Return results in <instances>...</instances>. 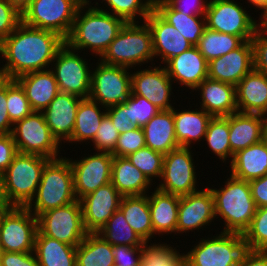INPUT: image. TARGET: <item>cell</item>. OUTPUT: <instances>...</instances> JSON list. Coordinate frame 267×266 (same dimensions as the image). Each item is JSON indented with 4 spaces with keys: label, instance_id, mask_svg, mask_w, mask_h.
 I'll list each match as a JSON object with an SVG mask.
<instances>
[{
    "label": "cell",
    "instance_id": "cell-1",
    "mask_svg": "<svg viewBox=\"0 0 267 266\" xmlns=\"http://www.w3.org/2000/svg\"><path fill=\"white\" fill-rule=\"evenodd\" d=\"M65 40L57 33L30 27L21 22L0 42L2 72L6 79L49 69Z\"/></svg>",
    "mask_w": 267,
    "mask_h": 266
},
{
    "label": "cell",
    "instance_id": "cell-2",
    "mask_svg": "<svg viewBox=\"0 0 267 266\" xmlns=\"http://www.w3.org/2000/svg\"><path fill=\"white\" fill-rule=\"evenodd\" d=\"M92 5L85 4L79 7L65 43L80 53L83 49H90L100 58L126 22Z\"/></svg>",
    "mask_w": 267,
    "mask_h": 266
},
{
    "label": "cell",
    "instance_id": "cell-3",
    "mask_svg": "<svg viewBox=\"0 0 267 266\" xmlns=\"http://www.w3.org/2000/svg\"><path fill=\"white\" fill-rule=\"evenodd\" d=\"M219 189L209 188L214 199L215 218L223 219L222 232L244 234L256 212L249 181L240 180L232 175Z\"/></svg>",
    "mask_w": 267,
    "mask_h": 266
},
{
    "label": "cell",
    "instance_id": "cell-4",
    "mask_svg": "<svg viewBox=\"0 0 267 266\" xmlns=\"http://www.w3.org/2000/svg\"><path fill=\"white\" fill-rule=\"evenodd\" d=\"M77 201L73 172L68 158L50 159L42 172L35 197L26 208L35 216Z\"/></svg>",
    "mask_w": 267,
    "mask_h": 266
},
{
    "label": "cell",
    "instance_id": "cell-5",
    "mask_svg": "<svg viewBox=\"0 0 267 266\" xmlns=\"http://www.w3.org/2000/svg\"><path fill=\"white\" fill-rule=\"evenodd\" d=\"M128 22L121 28L99 61L108 64L135 69L154 61L152 32L144 21ZM143 63V64H142Z\"/></svg>",
    "mask_w": 267,
    "mask_h": 266
},
{
    "label": "cell",
    "instance_id": "cell-6",
    "mask_svg": "<svg viewBox=\"0 0 267 266\" xmlns=\"http://www.w3.org/2000/svg\"><path fill=\"white\" fill-rule=\"evenodd\" d=\"M219 233L212 238H200L196 246L186 251L187 266H238L246 261L253 249L243 235Z\"/></svg>",
    "mask_w": 267,
    "mask_h": 266
},
{
    "label": "cell",
    "instance_id": "cell-7",
    "mask_svg": "<svg viewBox=\"0 0 267 266\" xmlns=\"http://www.w3.org/2000/svg\"><path fill=\"white\" fill-rule=\"evenodd\" d=\"M50 159L17 153L3 172L5 193L12 206L26 207L35 197L41 175Z\"/></svg>",
    "mask_w": 267,
    "mask_h": 266
},
{
    "label": "cell",
    "instance_id": "cell-8",
    "mask_svg": "<svg viewBox=\"0 0 267 266\" xmlns=\"http://www.w3.org/2000/svg\"><path fill=\"white\" fill-rule=\"evenodd\" d=\"M81 5L77 0H31L22 12V22L30 27L55 32L66 40Z\"/></svg>",
    "mask_w": 267,
    "mask_h": 266
},
{
    "label": "cell",
    "instance_id": "cell-9",
    "mask_svg": "<svg viewBox=\"0 0 267 266\" xmlns=\"http://www.w3.org/2000/svg\"><path fill=\"white\" fill-rule=\"evenodd\" d=\"M12 137L19 153L56 159L61 157V144L52 135L43 112L33 111L13 124Z\"/></svg>",
    "mask_w": 267,
    "mask_h": 266
},
{
    "label": "cell",
    "instance_id": "cell-10",
    "mask_svg": "<svg viewBox=\"0 0 267 266\" xmlns=\"http://www.w3.org/2000/svg\"><path fill=\"white\" fill-rule=\"evenodd\" d=\"M83 57L79 51L71 49L66 43L57 51L50 69L60 92L89 98L92 72L89 68L92 67H89L88 61Z\"/></svg>",
    "mask_w": 267,
    "mask_h": 266
},
{
    "label": "cell",
    "instance_id": "cell-11",
    "mask_svg": "<svg viewBox=\"0 0 267 266\" xmlns=\"http://www.w3.org/2000/svg\"><path fill=\"white\" fill-rule=\"evenodd\" d=\"M38 230L45 236L77 247L87 232L83 225L80 200L50 209L38 217Z\"/></svg>",
    "mask_w": 267,
    "mask_h": 266
},
{
    "label": "cell",
    "instance_id": "cell-12",
    "mask_svg": "<svg viewBox=\"0 0 267 266\" xmlns=\"http://www.w3.org/2000/svg\"><path fill=\"white\" fill-rule=\"evenodd\" d=\"M234 0H209L205 13L206 27L220 33L252 40L262 21L257 20Z\"/></svg>",
    "mask_w": 267,
    "mask_h": 266
},
{
    "label": "cell",
    "instance_id": "cell-13",
    "mask_svg": "<svg viewBox=\"0 0 267 266\" xmlns=\"http://www.w3.org/2000/svg\"><path fill=\"white\" fill-rule=\"evenodd\" d=\"M97 64L91 72L89 98L106 109L123 103L131 93L130 68L108 65L99 60Z\"/></svg>",
    "mask_w": 267,
    "mask_h": 266
},
{
    "label": "cell",
    "instance_id": "cell-14",
    "mask_svg": "<svg viewBox=\"0 0 267 266\" xmlns=\"http://www.w3.org/2000/svg\"><path fill=\"white\" fill-rule=\"evenodd\" d=\"M38 219L26 207L0 214V247L5 252H34Z\"/></svg>",
    "mask_w": 267,
    "mask_h": 266
},
{
    "label": "cell",
    "instance_id": "cell-15",
    "mask_svg": "<svg viewBox=\"0 0 267 266\" xmlns=\"http://www.w3.org/2000/svg\"><path fill=\"white\" fill-rule=\"evenodd\" d=\"M191 148L179 147L164 154L163 169L157 189L178 196L199 191ZM198 189V190H197Z\"/></svg>",
    "mask_w": 267,
    "mask_h": 266
},
{
    "label": "cell",
    "instance_id": "cell-16",
    "mask_svg": "<svg viewBox=\"0 0 267 266\" xmlns=\"http://www.w3.org/2000/svg\"><path fill=\"white\" fill-rule=\"evenodd\" d=\"M113 155L109 152H94L80 160L69 159L77 200L111 182Z\"/></svg>",
    "mask_w": 267,
    "mask_h": 266
},
{
    "label": "cell",
    "instance_id": "cell-17",
    "mask_svg": "<svg viewBox=\"0 0 267 266\" xmlns=\"http://www.w3.org/2000/svg\"><path fill=\"white\" fill-rule=\"evenodd\" d=\"M121 199L122 195L111 182L82 197L80 203L86 232L99 233L119 209Z\"/></svg>",
    "mask_w": 267,
    "mask_h": 266
},
{
    "label": "cell",
    "instance_id": "cell-18",
    "mask_svg": "<svg viewBox=\"0 0 267 266\" xmlns=\"http://www.w3.org/2000/svg\"><path fill=\"white\" fill-rule=\"evenodd\" d=\"M154 65L131 72V93L145 97L161 110H171L173 82L164 66Z\"/></svg>",
    "mask_w": 267,
    "mask_h": 266
},
{
    "label": "cell",
    "instance_id": "cell-19",
    "mask_svg": "<svg viewBox=\"0 0 267 266\" xmlns=\"http://www.w3.org/2000/svg\"><path fill=\"white\" fill-rule=\"evenodd\" d=\"M215 219L214 199L208 186L195 193L179 196L176 235L203 230Z\"/></svg>",
    "mask_w": 267,
    "mask_h": 266
},
{
    "label": "cell",
    "instance_id": "cell-20",
    "mask_svg": "<svg viewBox=\"0 0 267 266\" xmlns=\"http://www.w3.org/2000/svg\"><path fill=\"white\" fill-rule=\"evenodd\" d=\"M254 68L252 41L208 62V78L236 86Z\"/></svg>",
    "mask_w": 267,
    "mask_h": 266
},
{
    "label": "cell",
    "instance_id": "cell-21",
    "mask_svg": "<svg viewBox=\"0 0 267 266\" xmlns=\"http://www.w3.org/2000/svg\"><path fill=\"white\" fill-rule=\"evenodd\" d=\"M152 32L154 58L162 59L165 64L169 59L190 49L189 42L174 26L165 21L154 9L145 19Z\"/></svg>",
    "mask_w": 267,
    "mask_h": 266
},
{
    "label": "cell",
    "instance_id": "cell-22",
    "mask_svg": "<svg viewBox=\"0 0 267 266\" xmlns=\"http://www.w3.org/2000/svg\"><path fill=\"white\" fill-rule=\"evenodd\" d=\"M164 65L172 82L176 81L178 85L185 86L192 91L208 78V61L199 52L197 46H192L169 59Z\"/></svg>",
    "mask_w": 267,
    "mask_h": 266
},
{
    "label": "cell",
    "instance_id": "cell-23",
    "mask_svg": "<svg viewBox=\"0 0 267 266\" xmlns=\"http://www.w3.org/2000/svg\"><path fill=\"white\" fill-rule=\"evenodd\" d=\"M82 98L59 92L43 111L52 135L62 144L67 143L75 126L76 112Z\"/></svg>",
    "mask_w": 267,
    "mask_h": 266
},
{
    "label": "cell",
    "instance_id": "cell-24",
    "mask_svg": "<svg viewBox=\"0 0 267 266\" xmlns=\"http://www.w3.org/2000/svg\"><path fill=\"white\" fill-rule=\"evenodd\" d=\"M237 110L240 113L267 116V75L252 69L236 85Z\"/></svg>",
    "mask_w": 267,
    "mask_h": 266
},
{
    "label": "cell",
    "instance_id": "cell-25",
    "mask_svg": "<svg viewBox=\"0 0 267 266\" xmlns=\"http://www.w3.org/2000/svg\"><path fill=\"white\" fill-rule=\"evenodd\" d=\"M194 90L201 93L200 107L213 117L238 112L236 86L206 78Z\"/></svg>",
    "mask_w": 267,
    "mask_h": 266
},
{
    "label": "cell",
    "instance_id": "cell-26",
    "mask_svg": "<svg viewBox=\"0 0 267 266\" xmlns=\"http://www.w3.org/2000/svg\"><path fill=\"white\" fill-rule=\"evenodd\" d=\"M15 80L23 88L33 111L43 112L60 92L50 68L21 75Z\"/></svg>",
    "mask_w": 267,
    "mask_h": 266
},
{
    "label": "cell",
    "instance_id": "cell-27",
    "mask_svg": "<svg viewBox=\"0 0 267 266\" xmlns=\"http://www.w3.org/2000/svg\"><path fill=\"white\" fill-rule=\"evenodd\" d=\"M266 116L236 112L229 115V143L235 154L262 141Z\"/></svg>",
    "mask_w": 267,
    "mask_h": 266
},
{
    "label": "cell",
    "instance_id": "cell-28",
    "mask_svg": "<svg viewBox=\"0 0 267 266\" xmlns=\"http://www.w3.org/2000/svg\"><path fill=\"white\" fill-rule=\"evenodd\" d=\"M148 195L151 223L154 235L175 234L178 218L179 196L158 190ZM161 235V236H160Z\"/></svg>",
    "mask_w": 267,
    "mask_h": 266
},
{
    "label": "cell",
    "instance_id": "cell-29",
    "mask_svg": "<svg viewBox=\"0 0 267 266\" xmlns=\"http://www.w3.org/2000/svg\"><path fill=\"white\" fill-rule=\"evenodd\" d=\"M142 129L145 144L152 150L167 154L180 147L176 140L173 108L161 110Z\"/></svg>",
    "mask_w": 267,
    "mask_h": 266
},
{
    "label": "cell",
    "instance_id": "cell-30",
    "mask_svg": "<svg viewBox=\"0 0 267 266\" xmlns=\"http://www.w3.org/2000/svg\"><path fill=\"white\" fill-rule=\"evenodd\" d=\"M198 109L180 111L173 107L176 140L180 147L192 148L193 141L204 140L207 126L213 116L200 107Z\"/></svg>",
    "mask_w": 267,
    "mask_h": 266
},
{
    "label": "cell",
    "instance_id": "cell-31",
    "mask_svg": "<svg viewBox=\"0 0 267 266\" xmlns=\"http://www.w3.org/2000/svg\"><path fill=\"white\" fill-rule=\"evenodd\" d=\"M111 183L122 196L146 195L153 185L127 157L118 156L112 160Z\"/></svg>",
    "mask_w": 267,
    "mask_h": 266
},
{
    "label": "cell",
    "instance_id": "cell-32",
    "mask_svg": "<svg viewBox=\"0 0 267 266\" xmlns=\"http://www.w3.org/2000/svg\"><path fill=\"white\" fill-rule=\"evenodd\" d=\"M230 175L250 181L267 174V147L263 141L237 151L230 161Z\"/></svg>",
    "mask_w": 267,
    "mask_h": 266
},
{
    "label": "cell",
    "instance_id": "cell-33",
    "mask_svg": "<svg viewBox=\"0 0 267 266\" xmlns=\"http://www.w3.org/2000/svg\"><path fill=\"white\" fill-rule=\"evenodd\" d=\"M153 9L196 46L206 28L205 15H186L174 10L165 0H153Z\"/></svg>",
    "mask_w": 267,
    "mask_h": 266
},
{
    "label": "cell",
    "instance_id": "cell-34",
    "mask_svg": "<svg viewBox=\"0 0 267 266\" xmlns=\"http://www.w3.org/2000/svg\"><path fill=\"white\" fill-rule=\"evenodd\" d=\"M76 248L37 230L34 254L39 266H76Z\"/></svg>",
    "mask_w": 267,
    "mask_h": 266
},
{
    "label": "cell",
    "instance_id": "cell-35",
    "mask_svg": "<svg viewBox=\"0 0 267 266\" xmlns=\"http://www.w3.org/2000/svg\"><path fill=\"white\" fill-rule=\"evenodd\" d=\"M119 209L135 233L144 242H150L153 238V227L148 195L122 196Z\"/></svg>",
    "mask_w": 267,
    "mask_h": 266
},
{
    "label": "cell",
    "instance_id": "cell-36",
    "mask_svg": "<svg viewBox=\"0 0 267 266\" xmlns=\"http://www.w3.org/2000/svg\"><path fill=\"white\" fill-rule=\"evenodd\" d=\"M103 108L105 107H100L99 103L90 98H82L76 112L72 136L67 142L77 144L92 141L102 119L106 116L107 109Z\"/></svg>",
    "mask_w": 267,
    "mask_h": 266
},
{
    "label": "cell",
    "instance_id": "cell-37",
    "mask_svg": "<svg viewBox=\"0 0 267 266\" xmlns=\"http://www.w3.org/2000/svg\"><path fill=\"white\" fill-rule=\"evenodd\" d=\"M113 265V246L98 233H87L76 248V266Z\"/></svg>",
    "mask_w": 267,
    "mask_h": 266
},
{
    "label": "cell",
    "instance_id": "cell-38",
    "mask_svg": "<svg viewBox=\"0 0 267 266\" xmlns=\"http://www.w3.org/2000/svg\"><path fill=\"white\" fill-rule=\"evenodd\" d=\"M244 42L245 40L240 36L220 33L206 27L196 46L203 57L209 62L237 49Z\"/></svg>",
    "mask_w": 267,
    "mask_h": 266
},
{
    "label": "cell",
    "instance_id": "cell-39",
    "mask_svg": "<svg viewBox=\"0 0 267 266\" xmlns=\"http://www.w3.org/2000/svg\"><path fill=\"white\" fill-rule=\"evenodd\" d=\"M211 153L225 162L233 159L234 153L231 151L229 143V115L212 117L207 126L204 137ZM231 158V159H227Z\"/></svg>",
    "mask_w": 267,
    "mask_h": 266
},
{
    "label": "cell",
    "instance_id": "cell-40",
    "mask_svg": "<svg viewBox=\"0 0 267 266\" xmlns=\"http://www.w3.org/2000/svg\"><path fill=\"white\" fill-rule=\"evenodd\" d=\"M154 243L145 242L142 245L141 266H187L186 253L180 254L177 247L173 248L167 243Z\"/></svg>",
    "mask_w": 267,
    "mask_h": 266
},
{
    "label": "cell",
    "instance_id": "cell-41",
    "mask_svg": "<svg viewBox=\"0 0 267 266\" xmlns=\"http://www.w3.org/2000/svg\"><path fill=\"white\" fill-rule=\"evenodd\" d=\"M98 234L111 246H142L145 243L127 223L120 209L115 211Z\"/></svg>",
    "mask_w": 267,
    "mask_h": 266
},
{
    "label": "cell",
    "instance_id": "cell-42",
    "mask_svg": "<svg viewBox=\"0 0 267 266\" xmlns=\"http://www.w3.org/2000/svg\"><path fill=\"white\" fill-rule=\"evenodd\" d=\"M103 2L104 8L108 6L107 9H103V5L101 8L98 2L95 3L96 7L123 19L126 23L139 22L140 17L144 22L153 9V0H102L100 3Z\"/></svg>",
    "mask_w": 267,
    "mask_h": 266
},
{
    "label": "cell",
    "instance_id": "cell-43",
    "mask_svg": "<svg viewBox=\"0 0 267 266\" xmlns=\"http://www.w3.org/2000/svg\"><path fill=\"white\" fill-rule=\"evenodd\" d=\"M127 158L151 183H153V179L155 180L156 178H158L159 181L163 169V153L145 146L136 152L130 153Z\"/></svg>",
    "mask_w": 267,
    "mask_h": 266
},
{
    "label": "cell",
    "instance_id": "cell-44",
    "mask_svg": "<svg viewBox=\"0 0 267 266\" xmlns=\"http://www.w3.org/2000/svg\"><path fill=\"white\" fill-rule=\"evenodd\" d=\"M7 111L12 124L33 112L23 88L15 79H7Z\"/></svg>",
    "mask_w": 267,
    "mask_h": 266
},
{
    "label": "cell",
    "instance_id": "cell-45",
    "mask_svg": "<svg viewBox=\"0 0 267 266\" xmlns=\"http://www.w3.org/2000/svg\"><path fill=\"white\" fill-rule=\"evenodd\" d=\"M243 237L253 251H267V207L256 208L251 224Z\"/></svg>",
    "mask_w": 267,
    "mask_h": 266
},
{
    "label": "cell",
    "instance_id": "cell-46",
    "mask_svg": "<svg viewBox=\"0 0 267 266\" xmlns=\"http://www.w3.org/2000/svg\"><path fill=\"white\" fill-rule=\"evenodd\" d=\"M128 107L130 121L136 127H143L161 109L152 104L145 97L130 93L127 100L123 102Z\"/></svg>",
    "mask_w": 267,
    "mask_h": 266
},
{
    "label": "cell",
    "instance_id": "cell-47",
    "mask_svg": "<svg viewBox=\"0 0 267 266\" xmlns=\"http://www.w3.org/2000/svg\"><path fill=\"white\" fill-rule=\"evenodd\" d=\"M119 138V132L115 128L111 119L106 115L91 141L94 144V150L96 152H109L112 153L115 150L117 139Z\"/></svg>",
    "mask_w": 267,
    "mask_h": 266
},
{
    "label": "cell",
    "instance_id": "cell-48",
    "mask_svg": "<svg viewBox=\"0 0 267 266\" xmlns=\"http://www.w3.org/2000/svg\"><path fill=\"white\" fill-rule=\"evenodd\" d=\"M145 137L142 127L119 134L113 156L127 157L130 153L145 147Z\"/></svg>",
    "mask_w": 267,
    "mask_h": 266
},
{
    "label": "cell",
    "instance_id": "cell-49",
    "mask_svg": "<svg viewBox=\"0 0 267 266\" xmlns=\"http://www.w3.org/2000/svg\"><path fill=\"white\" fill-rule=\"evenodd\" d=\"M254 69L267 75V26L261 22L252 38Z\"/></svg>",
    "mask_w": 267,
    "mask_h": 266
},
{
    "label": "cell",
    "instance_id": "cell-50",
    "mask_svg": "<svg viewBox=\"0 0 267 266\" xmlns=\"http://www.w3.org/2000/svg\"><path fill=\"white\" fill-rule=\"evenodd\" d=\"M22 22V14L6 0H0V42Z\"/></svg>",
    "mask_w": 267,
    "mask_h": 266
},
{
    "label": "cell",
    "instance_id": "cell-51",
    "mask_svg": "<svg viewBox=\"0 0 267 266\" xmlns=\"http://www.w3.org/2000/svg\"><path fill=\"white\" fill-rule=\"evenodd\" d=\"M141 247L114 245V265L115 266H141Z\"/></svg>",
    "mask_w": 267,
    "mask_h": 266
},
{
    "label": "cell",
    "instance_id": "cell-52",
    "mask_svg": "<svg viewBox=\"0 0 267 266\" xmlns=\"http://www.w3.org/2000/svg\"><path fill=\"white\" fill-rule=\"evenodd\" d=\"M106 115L111 119L119 134L136 128L129 119L128 107L124 103L107 108Z\"/></svg>",
    "mask_w": 267,
    "mask_h": 266
},
{
    "label": "cell",
    "instance_id": "cell-53",
    "mask_svg": "<svg viewBox=\"0 0 267 266\" xmlns=\"http://www.w3.org/2000/svg\"><path fill=\"white\" fill-rule=\"evenodd\" d=\"M1 266H39L34 252H1Z\"/></svg>",
    "mask_w": 267,
    "mask_h": 266
},
{
    "label": "cell",
    "instance_id": "cell-54",
    "mask_svg": "<svg viewBox=\"0 0 267 266\" xmlns=\"http://www.w3.org/2000/svg\"><path fill=\"white\" fill-rule=\"evenodd\" d=\"M174 10L186 15H205L208 0H165Z\"/></svg>",
    "mask_w": 267,
    "mask_h": 266
},
{
    "label": "cell",
    "instance_id": "cell-55",
    "mask_svg": "<svg viewBox=\"0 0 267 266\" xmlns=\"http://www.w3.org/2000/svg\"><path fill=\"white\" fill-rule=\"evenodd\" d=\"M18 153L12 134L0 135V172L3 173Z\"/></svg>",
    "mask_w": 267,
    "mask_h": 266
},
{
    "label": "cell",
    "instance_id": "cell-56",
    "mask_svg": "<svg viewBox=\"0 0 267 266\" xmlns=\"http://www.w3.org/2000/svg\"><path fill=\"white\" fill-rule=\"evenodd\" d=\"M13 124L7 111V79L0 83V135L10 134Z\"/></svg>",
    "mask_w": 267,
    "mask_h": 266
},
{
    "label": "cell",
    "instance_id": "cell-57",
    "mask_svg": "<svg viewBox=\"0 0 267 266\" xmlns=\"http://www.w3.org/2000/svg\"><path fill=\"white\" fill-rule=\"evenodd\" d=\"M249 185L256 207H267V174L250 180Z\"/></svg>",
    "mask_w": 267,
    "mask_h": 266
},
{
    "label": "cell",
    "instance_id": "cell-58",
    "mask_svg": "<svg viewBox=\"0 0 267 266\" xmlns=\"http://www.w3.org/2000/svg\"><path fill=\"white\" fill-rule=\"evenodd\" d=\"M238 266H267V251H252L246 261Z\"/></svg>",
    "mask_w": 267,
    "mask_h": 266
},
{
    "label": "cell",
    "instance_id": "cell-59",
    "mask_svg": "<svg viewBox=\"0 0 267 266\" xmlns=\"http://www.w3.org/2000/svg\"><path fill=\"white\" fill-rule=\"evenodd\" d=\"M12 207L13 206L6 197L3 173L0 172V213L7 212Z\"/></svg>",
    "mask_w": 267,
    "mask_h": 266
},
{
    "label": "cell",
    "instance_id": "cell-60",
    "mask_svg": "<svg viewBox=\"0 0 267 266\" xmlns=\"http://www.w3.org/2000/svg\"><path fill=\"white\" fill-rule=\"evenodd\" d=\"M248 2L254 6L255 10L256 8H258L257 11L262 10L259 19L263 21L267 17V0H248Z\"/></svg>",
    "mask_w": 267,
    "mask_h": 266
},
{
    "label": "cell",
    "instance_id": "cell-61",
    "mask_svg": "<svg viewBox=\"0 0 267 266\" xmlns=\"http://www.w3.org/2000/svg\"><path fill=\"white\" fill-rule=\"evenodd\" d=\"M10 5L15 7L21 14L29 6L31 0H6Z\"/></svg>",
    "mask_w": 267,
    "mask_h": 266
},
{
    "label": "cell",
    "instance_id": "cell-62",
    "mask_svg": "<svg viewBox=\"0 0 267 266\" xmlns=\"http://www.w3.org/2000/svg\"><path fill=\"white\" fill-rule=\"evenodd\" d=\"M262 141L265 143L267 147V117L265 118L264 126H263V136Z\"/></svg>",
    "mask_w": 267,
    "mask_h": 266
},
{
    "label": "cell",
    "instance_id": "cell-63",
    "mask_svg": "<svg viewBox=\"0 0 267 266\" xmlns=\"http://www.w3.org/2000/svg\"><path fill=\"white\" fill-rule=\"evenodd\" d=\"M80 4L82 5H87V4H91L92 2L90 0H77Z\"/></svg>",
    "mask_w": 267,
    "mask_h": 266
},
{
    "label": "cell",
    "instance_id": "cell-64",
    "mask_svg": "<svg viewBox=\"0 0 267 266\" xmlns=\"http://www.w3.org/2000/svg\"><path fill=\"white\" fill-rule=\"evenodd\" d=\"M1 61V60H0ZM5 79L3 72H2V67H0V83Z\"/></svg>",
    "mask_w": 267,
    "mask_h": 266
},
{
    "label": "cell",
    "instance_id": "cell-65",
    "mask_svg": "<svg viewBox=\"0 0 267 266\" xmlns=\"http://www.w3.org/2000/svg\"><path fill=\"white\" fill-rule=\"evenodd\" d=\"M267 26V17L262 21Z\"/></svg>",
    "mask_w": 267,
    "mask_h": 266
}]
</instances>
